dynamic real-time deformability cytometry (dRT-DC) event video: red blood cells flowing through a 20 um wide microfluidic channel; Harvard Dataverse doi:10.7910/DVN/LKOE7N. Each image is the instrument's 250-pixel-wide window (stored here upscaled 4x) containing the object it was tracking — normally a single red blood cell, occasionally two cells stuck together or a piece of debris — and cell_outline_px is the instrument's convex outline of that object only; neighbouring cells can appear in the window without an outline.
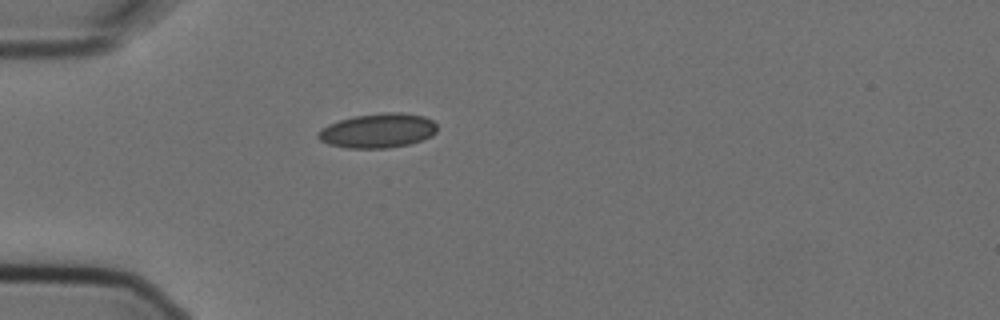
{"species": "Egyptian fruit bat (a non-hibernating species)", "species_latin": "Rousettus aegyptiacus", "temperature_condition": "cold", "stored_images_in_passage": 1, "camera_frame_rate_fps": 3000, "um_per_image_px": 0.085, "animal": {"sex": "female"}, "frame": {"image": 1, "passage_image": 1, "time_ms": 0.0, "image_size_px": [1000, 320], "cell_outline_px": [[436, 132], [432, 136], [408, 144], [388, 148], [348, 148], [328, 144], [320, 140], [316, 136], [316, 132], [320, 128], [328, 124], [352, 116], [384, 112], [400, 112], [424, 116], [432, 120], [436, 124]], "centroid_in_image_um": [32.08, 11.1], "position_along_channel_um": 52.9, "area_um2": 24.04}}